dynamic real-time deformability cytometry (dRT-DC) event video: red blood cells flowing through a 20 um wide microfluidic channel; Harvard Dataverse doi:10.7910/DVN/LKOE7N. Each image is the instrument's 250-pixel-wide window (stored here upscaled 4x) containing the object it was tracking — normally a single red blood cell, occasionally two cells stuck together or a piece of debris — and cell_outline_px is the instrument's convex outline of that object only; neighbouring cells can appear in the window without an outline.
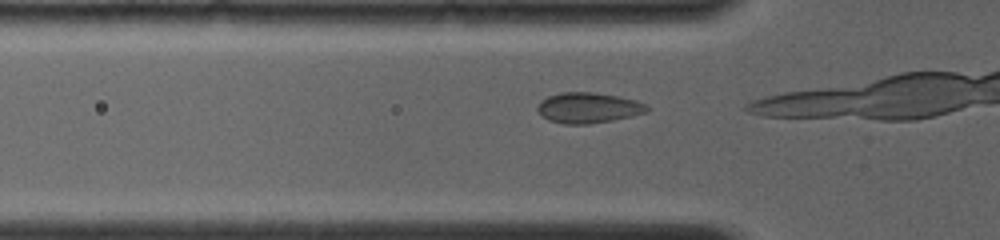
{"species": "common noctule bat (a hibernating species)", "species_latin": "Nyctalus noctula", "temperature_condition": "room temperature", "stored_images_in_passage": 5, "camera_frame_rate_fps": 4000, "um_per_image_px": 0.085, "animal": {"sex": "female", "body_mass_g": 19.0, "forearm_length_mm": 56.7}, "frame": {"image": 1, "passage_image": 2, "time_ms": 0.25, "image_size_px": [1000, 240], "cell_outline_px": [[648, 112], [632, 116], [612, 120], [588, 124], [564, 124], [548, 120], [536, 108], [540, 100], [548, 96], [560, 92], [592, 92], [616, 96], [636, 100], [644, 104], [648, 108]], "centroid_in_image_um": [49.98, 9.16], "position_along_channel_um": 75.8, "area_um2": 19.36}}